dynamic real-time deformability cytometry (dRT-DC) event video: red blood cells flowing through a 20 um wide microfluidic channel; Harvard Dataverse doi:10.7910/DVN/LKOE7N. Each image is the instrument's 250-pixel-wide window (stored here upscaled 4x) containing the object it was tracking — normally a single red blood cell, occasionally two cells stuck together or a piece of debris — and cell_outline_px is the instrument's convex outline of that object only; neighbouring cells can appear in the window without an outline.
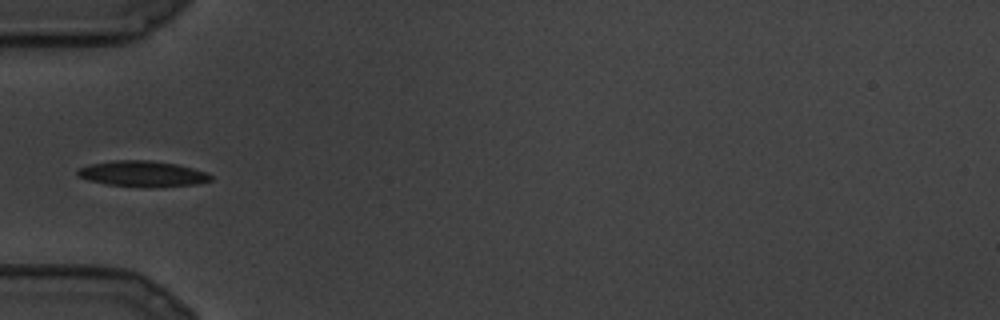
{"species": "common noctule bat (a hibernating species)", "species_latin": "Nyctalus noctula", "temperature_condition": "cold", "stored_images_in_passage": 19, "camera_frame_rate_fps": 3000, "um_per_image_px": 0.085, "animal": {"sex": "male", "body_mass_g": 19.5, "forearm_length_mm": 54.6}, "frame": {"image": 1, "passage_image": 1, "time_ms": 0.0, "image_size_px": [1000, 320], "cell_outline_px": [[212, 180], [196, 184], [104, 184], [88, 180], [76, 176], [76, 172], [80, 168], [92, 164], [112, 160], [152, 160], [176, 164], [208, 172], [212, 176]], "centroid_in_image_um": [12.08, 14.71], "position_along_channel_um": 72.9, "area_um2": 18.9}}
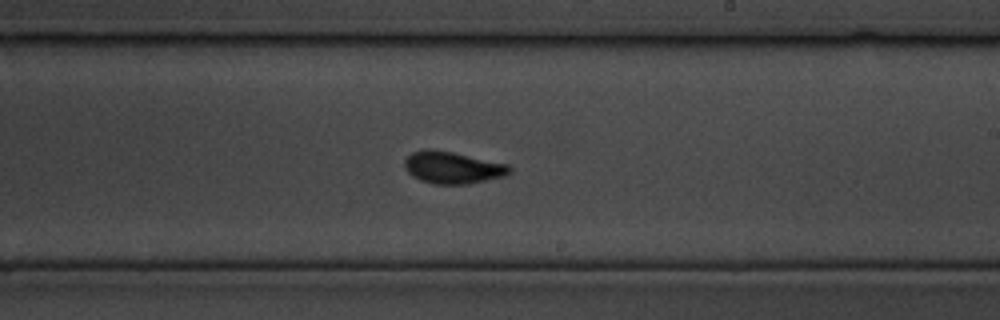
{"frame": {"image": 2, "passage_image": 8, "time_ms": 2.333, "image_size_px": [1000, 320], "cell_outline_px": [[512, 172], [504, 176], [468, 184], [432, 184], [420, 180], [412, 176], [404, 168], [404, 160], [412, 152], [424, 148], [428, 148], [452, 152], [508, 164], [512, 168]], "centroid_in_image_um": [38.45, 14.24], "position_along_channel_um": 250.6, "area_um2": 19.71}}
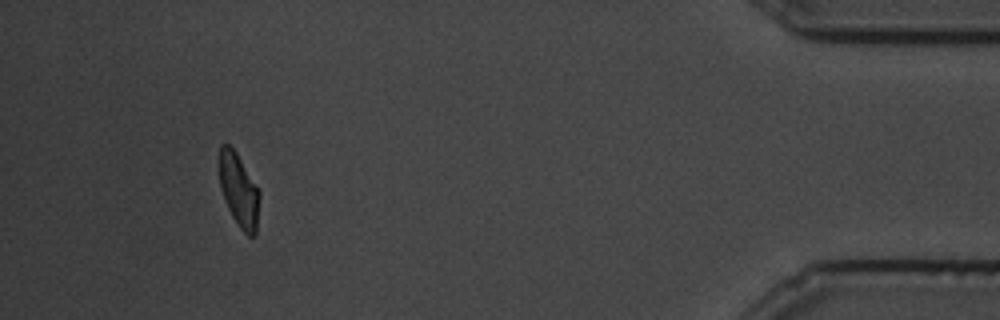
{"frame": {"image": 3, "passage_image": 17, "time_ms": 5.333, "image_size_px": [1000, 320], "cell_outline_px": [[260, 196], [256, 236], [248, 236], [240, 228], [232, 216], [224, 200], [220, 188], [220, 144], [228, 144], [236, 152], [260, 192]], "centroid_in_image_um": [20.32, 16.21], "position_along_channel_um": 414.9, "area_um2": 17.05}}